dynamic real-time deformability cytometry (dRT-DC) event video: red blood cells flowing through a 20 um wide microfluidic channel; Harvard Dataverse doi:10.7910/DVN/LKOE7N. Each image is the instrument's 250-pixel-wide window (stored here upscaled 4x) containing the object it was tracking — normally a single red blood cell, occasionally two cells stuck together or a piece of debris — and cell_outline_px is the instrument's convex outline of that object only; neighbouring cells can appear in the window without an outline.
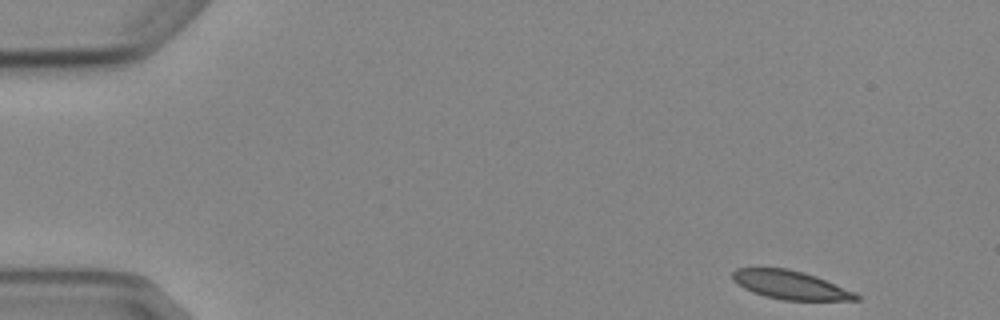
{"species": "Egyptian fruit bat (a non-hibernating species)", "species_latin": "Rousettus aegyptiacus", "temperature_condition": "cold", "stored_images_in_passage": 5, "camera_frame_rate_fps": 3000, "um_per_image_px": 0.085, "animal": {"sex": "female"}, "frame": {"image": 1, "passage_image": 1, "time_ms": 0.0, "image_size_px": [1000, 320], "cell_outline_px": [[860, 300], [784, 300], [764, 296], [752, 292], [744, 288], [732, 280], [732, 272], [736, 268], [788, 268], [804, 272], [816, 276], [852, 292], [860, 296]], "centroid_in_image_um": [67.12, 24.21], "position_along_channel_um": 17.9, "area_um2": 20.35}}
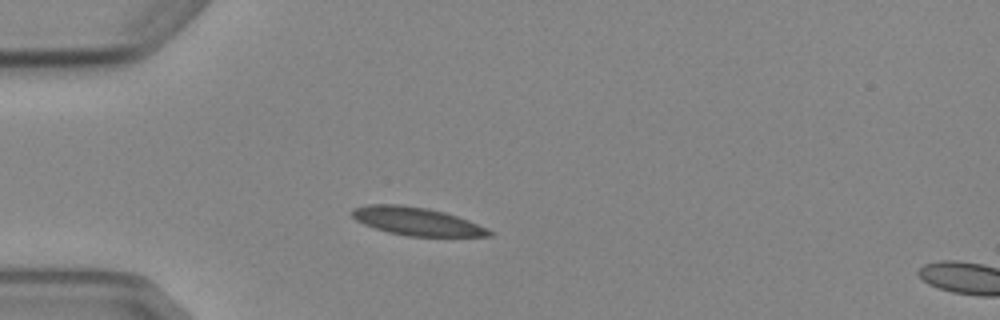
{"frame": {"image": 2, "passage_image": 4, "time_ms": 3.333, "image_size_px": [1000, 320], "cell_outline_px": [[492, 236], [408, 236], [388, 232], [364, 224], [356, 220], [352, 216], [352, 208], [368, 204], [400, 204], [428, 208], [444, 212], [468, 220], [488, 228], [492, 232]], "centroid_in_image_um": [35.4, 18.8], "position_along_channel_um": 49.6, "area_um2": 22.31}}